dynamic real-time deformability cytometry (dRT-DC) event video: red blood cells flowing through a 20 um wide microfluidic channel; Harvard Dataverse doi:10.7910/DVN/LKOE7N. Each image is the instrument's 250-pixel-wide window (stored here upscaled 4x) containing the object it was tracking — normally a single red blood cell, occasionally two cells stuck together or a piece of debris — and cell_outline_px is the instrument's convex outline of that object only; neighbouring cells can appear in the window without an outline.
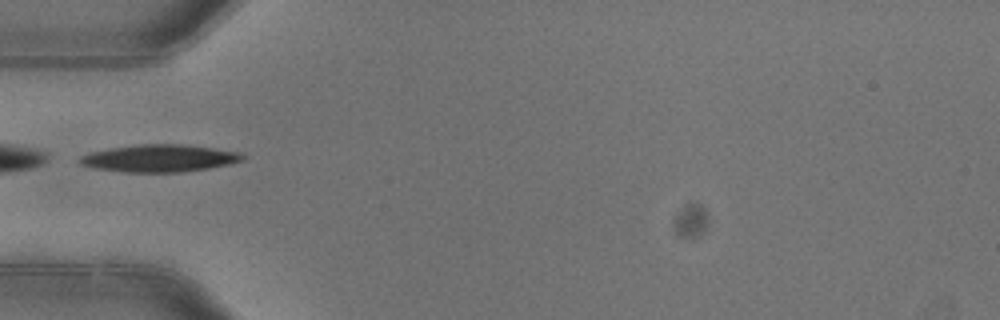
{"species": "common noctule bat (a hibernating species)", "species_latin": "Nyctalus noctula", "temperature_condition": "warm", "stored_images_in_passage": 4, "camera_frame_rate_fps": 3000, "um_per_image_px": 0.085, "animal": {"sex": "female"}, "frame": {"image": 1, "passage_image": 4, "time_ms": 1.0, "image_size_px": [1000, 320], "cell_outline_px": [[244, 160], [228, 164], [208, 168], [184, 172], [124, 172], [96, 168], [80, 164], [76, 160], [80, 156], [88, 152], [108, 148], [140, 144], [184, 144], [240, 152], [244, 156]], "centroid_in_image_um": [13.51, 13.45], "position_along_channel_um": 71.5, "area_um2": 26.01}}